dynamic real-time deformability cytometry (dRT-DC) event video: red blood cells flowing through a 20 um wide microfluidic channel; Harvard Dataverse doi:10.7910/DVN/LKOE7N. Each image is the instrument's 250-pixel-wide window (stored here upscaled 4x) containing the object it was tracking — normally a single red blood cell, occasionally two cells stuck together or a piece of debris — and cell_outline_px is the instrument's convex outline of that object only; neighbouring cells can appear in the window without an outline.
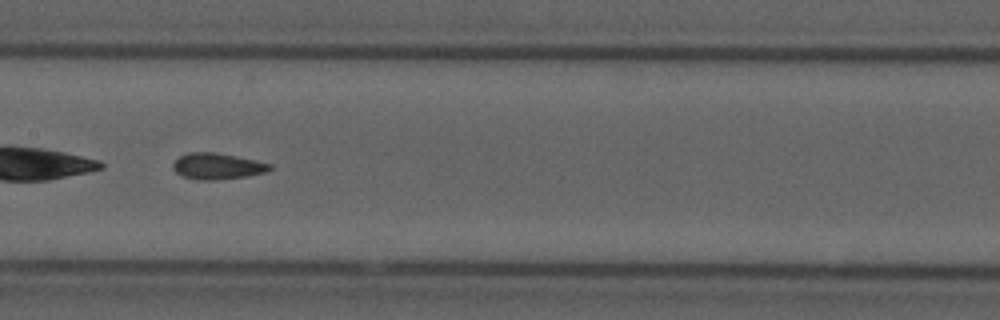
{"species": "common noctule bat (a hibernating species)", "species_latin": "Nyctalus noctula", "temperature_condition": "cold", "stored_images_in_passage": 30, "camera_frame_rate_fps": 3000, "um_per_image_px": 0.085, "animal": {"sex": "male", "forearm_length_mm": 52.5}, "frame": {"image": 1, "passage_image": 13, "time_ms": 4.0, "image_size_px": [1000, 320], "cell_outline_px": [[272, 168], [268, 172], [248, 176], [216, 180], [196, 180], [184, 176], [176, 172], [172, 168], [172, 164], [180, 156], [188, 152], [216, 152], [256, 160], [272, 164]], "centroid_in_image_um": [18.5, 14.13], "position_along_channel_um": 188.9, "area_um2": 14.91}, "authors_computed_cell_mechanics": {"area_um2": 14.6812, "velocity_mm_per_s": 3.7521, "shape_relaxation_time_tau1_ms": null, "shape_relaxation_time_tau2_ms": 2.6175, "deformation_change_tau1": null, "deformation_change_tau2": 0.0966}}